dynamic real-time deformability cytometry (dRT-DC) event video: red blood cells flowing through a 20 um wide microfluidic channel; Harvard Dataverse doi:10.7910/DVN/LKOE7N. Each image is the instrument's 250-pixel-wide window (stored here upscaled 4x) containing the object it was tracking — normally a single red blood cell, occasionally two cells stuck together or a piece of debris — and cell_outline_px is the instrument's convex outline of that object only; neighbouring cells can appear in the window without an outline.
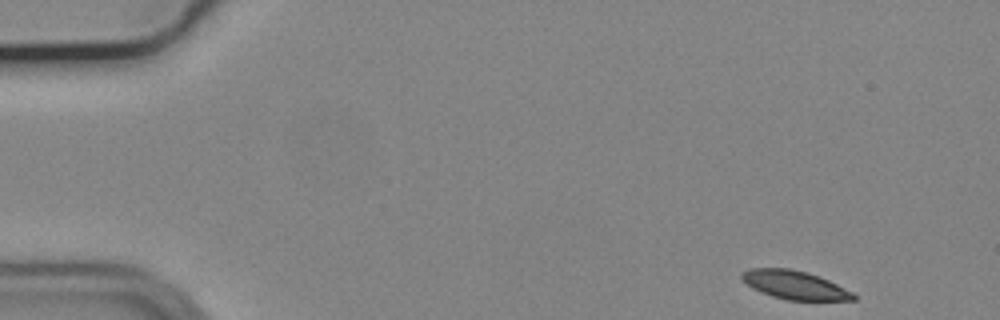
{"species": "common noctule bat (a hibernating species)", "species_latin": "Nyctalus noctula", "temperature_condition": "cold", "stored_images_in_passage": 52, "camera_frame_rate_fps": 3000, "um_per_image_px": 0.085, "animal": {"sex": "male", "body_mass_g": 19.2, "forearm_length_mm": 51.8}, "frame": {"image": 1, "passage_image": 1, "time_ms": 0.0, "image_size_px": [1000, 320], "cell_outline_px": [[856, 300], [788, 300], [772, 296], [760, 292], [752, 288], [740, 276], [740, 272], [748, 268], [792, 268], [808, 272], [820, 276], [852, 292], [856, 296]], "centroid_in_image_um": [67.52, 24.21], "position_along_channel_um": 17.5, "area_um2": 18.61}}
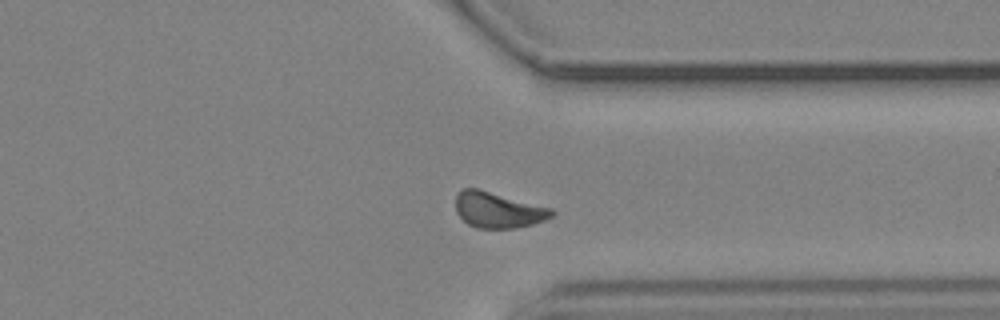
{"frame": {"image": 2, "passage_image": 39, "time_ms": 12.667, "image_size_px": [1000, 320], "cell_outline_px": [[556, 212], [552, 216], [544, 220], [532, 224], [516, 228], [476, 228], [468, 224], [456, 212], [456, 196], [464, 188], [476, 188], [552, 208]], "centroid_in_image_um": [42.34, 17.86], "position_along_channel_um": 369.1, "area_um2": 19.83}}
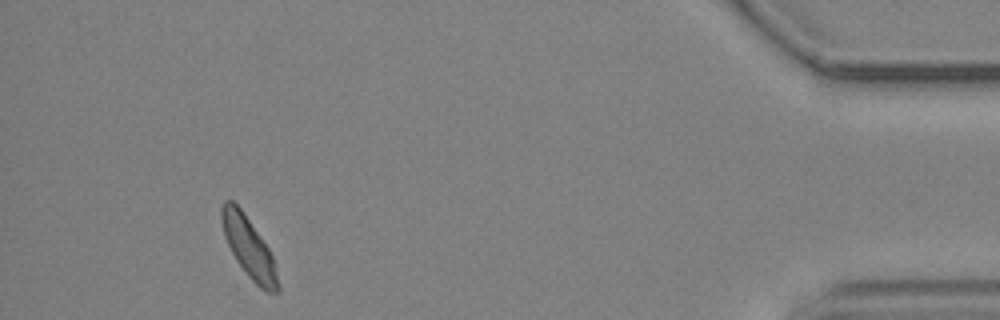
{"frame": {"image": 3, "passage_image": 48, "time_ms": 15.667, "image_size_px": [1000, 320], "cell_outline_px": [[280, 292], [268, 292], [260, 288], [248, 276], [236, 260], [224, 236], [220, 220], [220, 208], [224, 200], [232, 200], [240, 208], [268, 248], [272, 256], [280, 288]], "centroid_in_image_um": [21.12, 21.03], "position_along_channel_um": 414.1, "area_um2": 19.48}, "authors_computed_cell_mechanics": {"area_um2": 19.8254, "velocity_mm_per_s": 3.6507, "shape_relaxation_time_tau1_ms": 4.462, "shape_relaxation_time_tau2_ms": null, "deformation_change_tau1": 0.0841, "deformation_change_tau2": null}}